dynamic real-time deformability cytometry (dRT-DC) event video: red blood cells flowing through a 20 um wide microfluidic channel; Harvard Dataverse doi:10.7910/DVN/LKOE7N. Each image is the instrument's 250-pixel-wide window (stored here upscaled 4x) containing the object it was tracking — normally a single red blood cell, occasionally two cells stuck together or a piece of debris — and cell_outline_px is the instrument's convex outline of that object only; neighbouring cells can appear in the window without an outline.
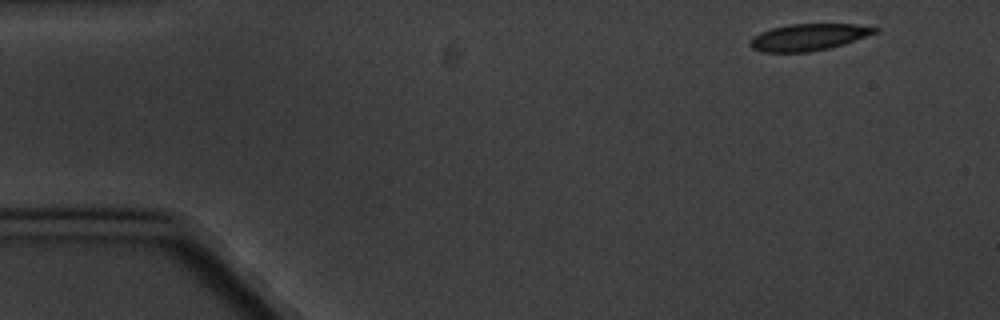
{"species": "common noctule bat (a hibernating species)", "species_latin": "Nyctalus noctula", "temperature_condition": "cold", "stored_images_in_passage": 5, "camera_frame_rate_fps": 3000, "um_per_image_px": 0.085, "animal": {"sex": "male", "body_mass_g": 20.1, "forearm_length_mm": 53.5}, "frame": {"image": 1, "passage_image": 1, "time_ms": 0.0, "image_size_px": [1000, 320], "cell_outline_px": [[880, 32], [844, 44], [828, 48], [808, 52], [760, 52], [752, 48], [748, 44], [752, 36], [760, 32], [772, 28], [788, 24], [856, 24], [880, 28]], "centroid_in_image_um": [68.73, 3.15], "position_along_channel_um": 16.3, "area_um2": 19.65}}
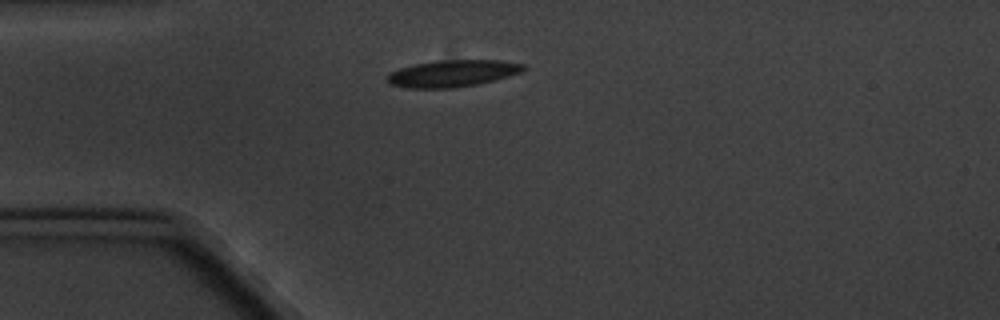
{"frame": {"image": 2, "passage_image": 3, "time_ms": 3.333, "image_size_px": [1000, 320], "cell_outline_px": [[528, 68], [524, 72], [496, 80], [480, 84], [452, 88], [408, 88], [388, 84], [384, 80], [388, 72], [400, 68], [416, 64], [436, 60], [500, 60], [524, 64]], "centroid_in_image_um": [38.48, 6.24], "position_along_channel_um": 46.5, "area_um2": 21.79}}